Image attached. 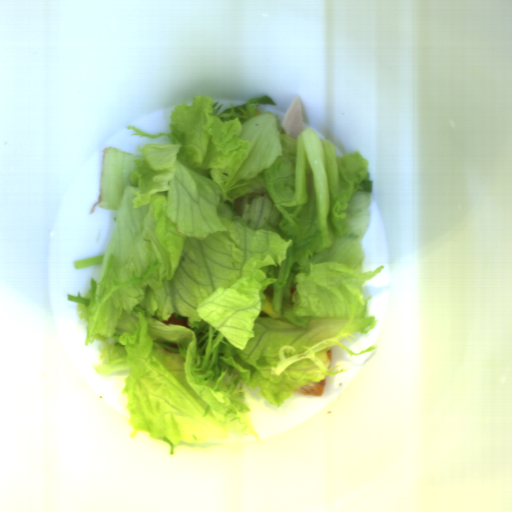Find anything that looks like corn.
I'll return each instance as SVG.
<instances>
[{
	"label": "corn",
	"instance_id": "1",
	"mask_svg": "<svg viewBox=\"0 0 512 512\" xmlns=\"http://www.w3.org/2000/svg\"><path fill=\"white\" fill-rule=\"evenodd\" d=\"M264 296L266 297V303H265V306H264L262 311L265 312L270 317H272L273 319H276L278 317V314H276L273 311V308H272L273 299H272V297L270 296L269 293H266V292L264 293Z\"/></svg>",
	"mask_w": 512,
	"mask_h": 512
},
{
	"label": "corn",
	"instance_id": "2",
	"mask_svg": "<svg viewBox=\"0 0 512 512\" xmlns=\"http://www.w3.org/2000/svg\"><path fill=\"white\" fill-rule=\"evenodd\" d=\"M260 114H262V113H260L257 109H255L254 116H259Z\"/></svg>",
	"mask_w": 512,
	"mask_h": 512
}]
</instances>
